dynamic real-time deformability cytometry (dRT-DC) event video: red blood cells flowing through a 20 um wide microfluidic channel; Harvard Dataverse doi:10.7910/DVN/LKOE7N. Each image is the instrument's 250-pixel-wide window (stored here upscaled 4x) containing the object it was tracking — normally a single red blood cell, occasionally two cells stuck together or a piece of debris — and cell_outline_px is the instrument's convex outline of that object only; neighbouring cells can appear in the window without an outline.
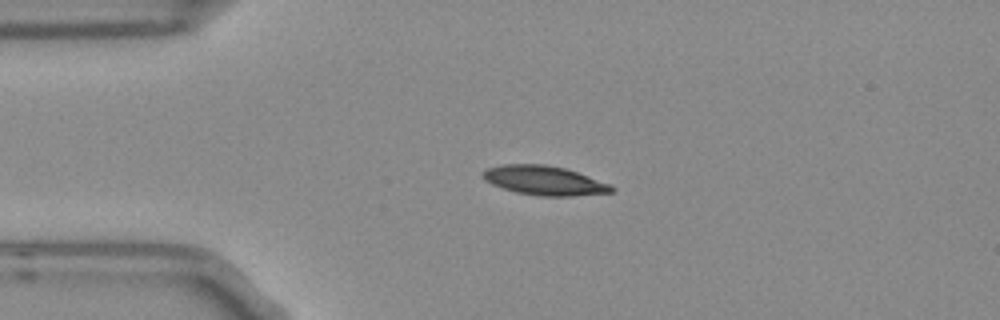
{"species": "Egyptian fruit bat (a non-hibernating species)", "species_latin": "Rousettus aegyptiacus", "temperature_condition": "room temperature", "stored_images_in_passage": 3, "camera_frame_rate_fps": 3000, "um_per_image_px": 0.085, "frame": {"image": 1, "passage_image": 3, "time_ms": 0.667, "image_size_px": [1000, 320], "cell_outline_px": [[616, 188], [612, 192], [572, 196], [540, 196], [516, 192], [492, 184], [484, 180], [480, 176], [480, 172], [488, 168], [500, 164], [544, 164], [564, 168], [612, 184]], "centroid_in_image_um": [46.24, 15.34], "position_along_channel_um": 38.8, "area_um2": 22.02}}